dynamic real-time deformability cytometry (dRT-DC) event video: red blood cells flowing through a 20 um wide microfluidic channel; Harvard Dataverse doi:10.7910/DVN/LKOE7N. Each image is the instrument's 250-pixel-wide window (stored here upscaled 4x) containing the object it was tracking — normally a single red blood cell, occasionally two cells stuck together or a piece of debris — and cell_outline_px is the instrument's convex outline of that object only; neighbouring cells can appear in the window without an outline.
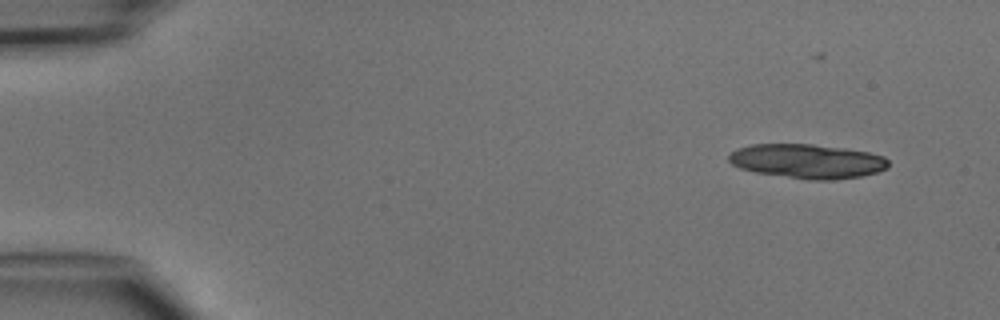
{"species": "common noctule bat (a hibernating species)", "species_latin": "Nyctalus noctula", "temperature_condition": "cold", "stored_images_in_passage": 5, "camera_frame_rate_fps": 3000, "um_per_image_px": 0.085, "animal": {"sex": "male", "body_mass_g": 15.6}, "frame": {"image": 1, "passage_image": 2, "time_ms": 1.333, "image_size_px": [1000, 320], "cell_outline_px": [[888, 168], [876, 172], [860, 176], [832, 180], [808, 180], [756, 172], [740, 168], [732, 164], [728, 160], [728, 156], [736, 148], [752, 144], [812, 144], [844, 148], [868, 152], [884, 156], [888, 160]], "centroid_in_image_um": [68.61, 13.7], "position_along_channel_um": 16.4, "area_um2": 31.91}}